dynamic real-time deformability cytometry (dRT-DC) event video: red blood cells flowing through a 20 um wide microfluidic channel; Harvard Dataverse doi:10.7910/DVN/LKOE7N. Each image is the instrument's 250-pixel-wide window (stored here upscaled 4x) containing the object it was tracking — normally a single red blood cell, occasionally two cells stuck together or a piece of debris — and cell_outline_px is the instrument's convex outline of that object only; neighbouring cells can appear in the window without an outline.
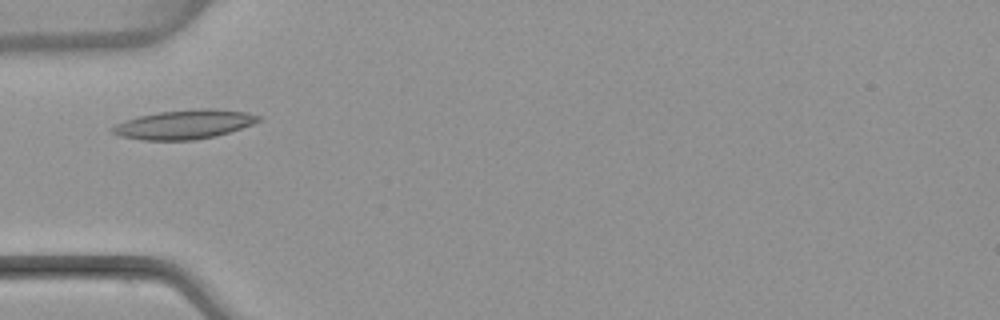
{"species": "common noctule bat (a hibernating species)", "species_latin": "Nyctalus noctula", "temperature_condition": "warm", "stored_images_in_passage": 5, "camera_frame_rate_fps": 3000, "um_per_image_px": 0.085, "animal": {"sex": "female", "body_mass_g": 22.7, "forearm_length_mm": 54.2}, "frame": {"image": 1, "passage_image": 3, "time_ms": 2.667, "image_size_px": [1000, 320], "cell_outline_px": [[264, 120], [216, 136], [196, 140], [140, 140], [120, 136], [112, 132], [108, 128], [124, 120], [140, 116], [160, 112], [200, 108], [208, 108], [248, 112], [264, 116]], "centroid_in_image_um": [15.69, 10.57], "position_along_channel_um": 69.3, "area_um2": 24.97}}
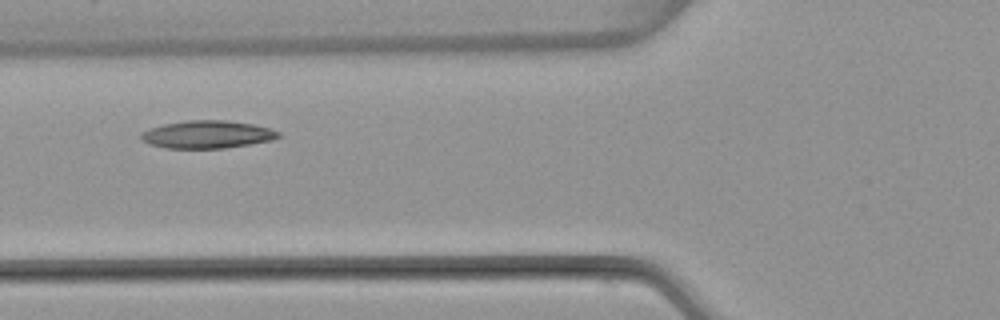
{"frame": {"image": 2, "passage_image": 4, "time_ms": 3.667, "image_size_px": [1000, 320], "cell_outline_px": [[280, 136], [272, 140], [224, 148], [164, 148], [148, 144], [140, 136], [140, 132], [164, 124], [188, 120], [224, 120], [252, 124], [268, 128], [280, 132]], "centroid_in_image_um": [17.59, 11.43], "position_along_channel_um": 108.2, "area_um2": 21.96}}
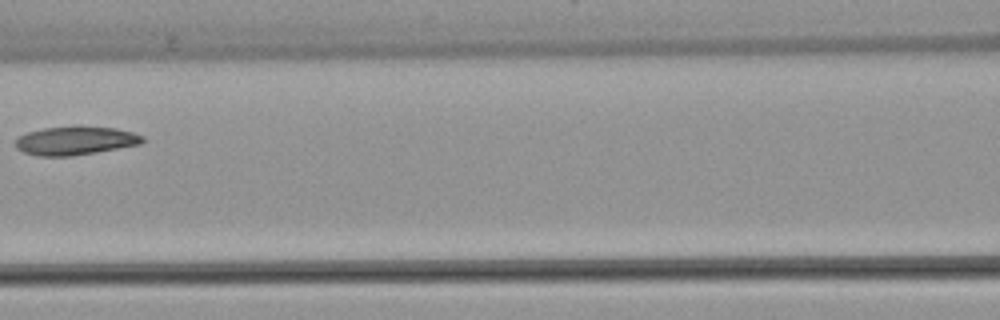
{"frame": {"image": 3, "passage_image": 5, "time_ms": 5.0, "image_size_px": [1000, 320], "cell_outline_px": [[144, 140], [140, 144], [96, 152], [72, 156], [36, 156], [24, 152], [16, 148], [16, 136], [28, 132], [44, 128], [76, 124], [80, 124], [116, 128], [132, 132], [144, 136]], "centroid_in_image_um": [6.39, 11.92], "position_along_channel_um": 160.2, "area_um2": 21.68}}